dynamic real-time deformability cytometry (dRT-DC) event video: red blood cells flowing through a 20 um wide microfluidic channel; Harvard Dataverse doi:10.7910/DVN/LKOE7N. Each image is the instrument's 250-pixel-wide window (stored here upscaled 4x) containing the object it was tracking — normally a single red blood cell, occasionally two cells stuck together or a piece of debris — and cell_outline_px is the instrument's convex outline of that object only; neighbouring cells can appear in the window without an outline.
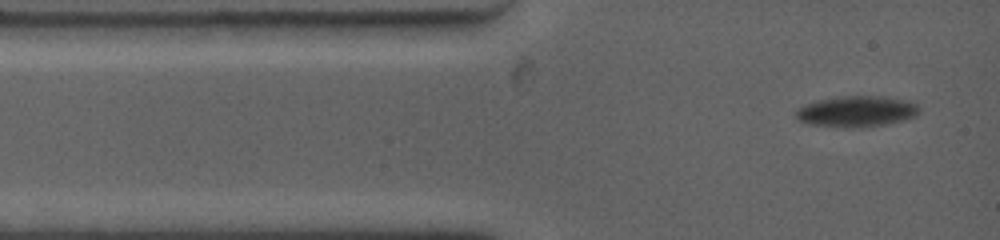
{"species": "common noctule bat (a hibernating species)", "species_latin": "Nyctalus noctula", "temperature_condition": "warm", "stored_images_in_passage": 5, "camera_frame_rate_fps": 4500, "um_per_image_px": 0.085, "animal": {"sex": "female", "body_mass_g": 19.0, "forearm_length_mm": 53.3}, "frame": {"image": 1, "passage_image": 1, "time_ms": 0.0, "image_size_px": [1000, 240], "cell_outline_px": [[920, 112], [916, 116], [904, 120], [884, 124], [844, 128], [808, 124], [800, 120], [796, 116], [796, 108], [816, 100], [844, 96], [880, 96], [908, 100], [916, 104], [920, 108]], "centroid_in_image_um": [72.81, 9.46], "position_along_channel_um": 12.2, "area_um2": 22.2}}
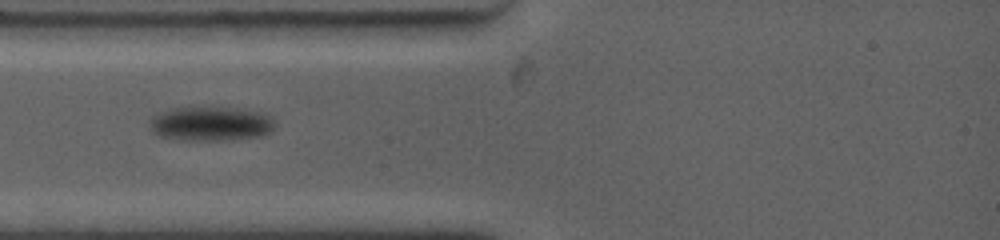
{"frame": {"image": 2, "passage_image": 4, "time_ms": 2.444, "image_size_px": [1000, 240], "cell_outline_px": [[272, 128], [268, 132], [260, 136], [220, 140], [184, 140], [160, 136], [152, 128], [152, 116], [160, 112], [172, 108], [188, 104], [232, 108], [260, 112], [272, 116]], "centroid_in_image_um": [17.88, 10.47], "position_along_channel_um": 67.1, "area_um2": 25.14}}